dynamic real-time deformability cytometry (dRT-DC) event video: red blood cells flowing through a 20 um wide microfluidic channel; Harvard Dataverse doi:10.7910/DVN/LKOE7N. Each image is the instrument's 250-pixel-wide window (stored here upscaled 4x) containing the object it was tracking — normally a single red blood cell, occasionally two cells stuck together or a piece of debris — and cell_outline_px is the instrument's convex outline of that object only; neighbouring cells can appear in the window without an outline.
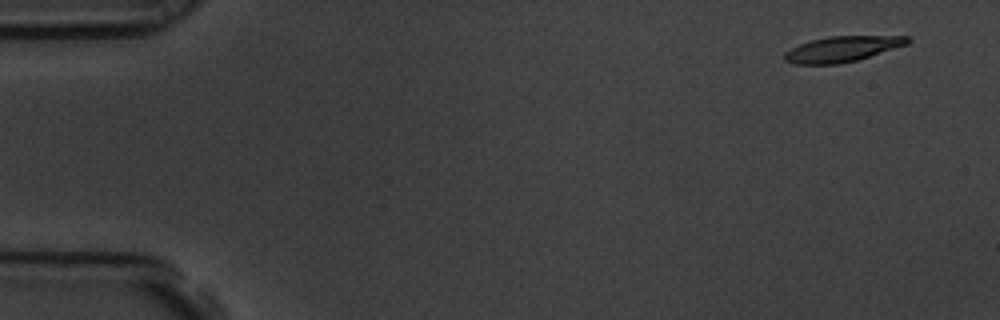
{"species": "common noctule bat (a hibernating species)", "species_latin": "Nyctalus noctula", "temperature_condition": "room temperature", "stored_images_in_passage": 5, "camera_frame_rate_fps": 3000, "um_per_image_px": 0.085, "animal": {"sex": "male", "body_mass_g": 19.5, "forearm_length_mm": 54.6}, "frame": {"image": 1, "passage_image": 1, "time_ms": 0.0, "image_size_px": [1000, 320], "cell_outline_px": [[912, 40], [908, 44], [856, 60], [840, 64], [796, 64], [784, 60], [784, 52], [800, 44], [812, 40], [828, 36], [908, 36]], "centroid_in_image_um": [71.59, 4.16], "position_along_channel_um": 13.4, "area_um2": 18.15}}